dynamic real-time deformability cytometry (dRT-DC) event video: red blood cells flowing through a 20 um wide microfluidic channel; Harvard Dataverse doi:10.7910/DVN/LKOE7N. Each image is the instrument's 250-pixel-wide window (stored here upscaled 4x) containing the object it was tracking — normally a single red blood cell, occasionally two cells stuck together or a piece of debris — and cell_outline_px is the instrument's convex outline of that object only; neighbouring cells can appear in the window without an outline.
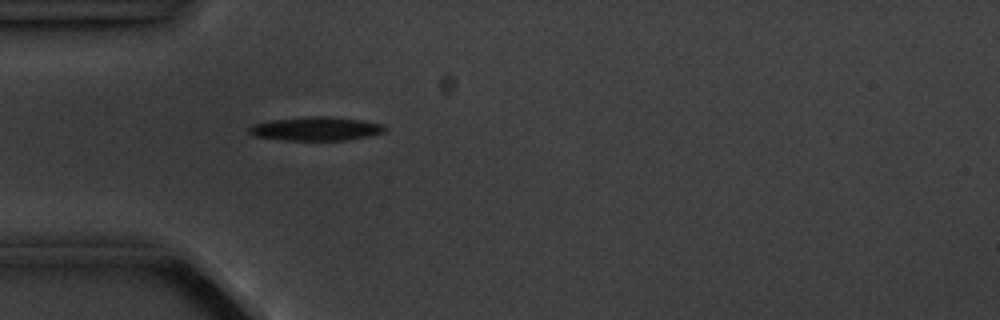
{"species": "common noctule bat (a hibernating species)", "species_latin": "Nyctalus noctula", "temperature_condition": "cold", "stored_images_in_passage": 2, "camera_frame_rate_fps": 3000, "um_per_image_px": 0.085, "animal": {"sex": "male", "body_mass_g": 20.1, "forearm_length_mm": 53.5}, "frame": {"image": 1, "passage_image": 2, "time_ms": 1.0, "image_size_px": [1000, 320], "cell_outline_px": [[388, 128], [384, 132], [368, 136], [348, 140], [284, 140], [256, 136], [248, 132], [248, 128], [252, 124], [272, 120], [308, 116], [332, 116], [360, 120], [384, 124]], "centroid_in_image_um": [26.88, 10.93], "position_along_channel_um": 58.1, "area_um2": 18.84}}